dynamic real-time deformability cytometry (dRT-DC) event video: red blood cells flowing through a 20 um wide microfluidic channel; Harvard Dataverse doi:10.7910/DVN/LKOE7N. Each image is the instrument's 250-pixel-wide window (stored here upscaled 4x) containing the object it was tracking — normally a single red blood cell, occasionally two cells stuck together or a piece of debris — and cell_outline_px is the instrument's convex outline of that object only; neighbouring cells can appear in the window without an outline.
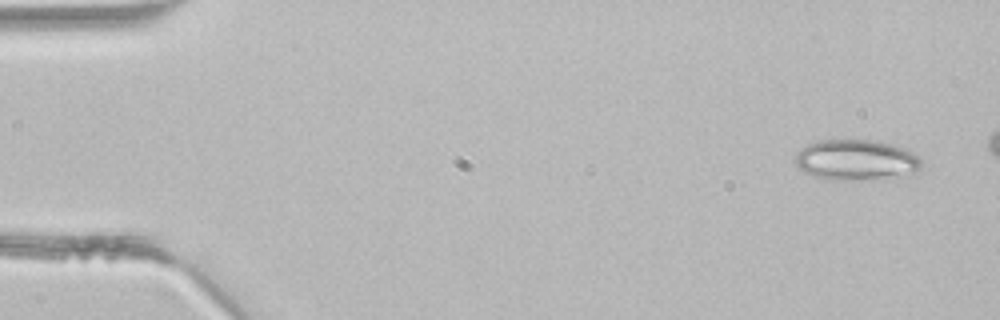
{"species": "common noctule bat (a hibernating species)", "species_latin": "Nyctalus noctula", "temperature_condition": "room temperature", "stored_images_in_passage": 4, "camera_frame_rate_fps": 3000, "um_per_image_px": 0.085, "animal": {"sex": "male", "body_mass_g": 21.5, "forearm_length_mm": 52.0}, "frame": {"image": 1, "passage_image": 1, "time_ms": 0.0, "image_size_px": [1000, 320], "cell_outline_px": [[924, 164], [916, 176], [884, 180], [824, 180], [812, 176], [804, 172], [796, 164], [792, 156], [800, 148], [816, 140], [872, 140], [892, 144], [904, 148], [920, 156]], "centroid_in_image_um": [72.85, 13.64], "position_along_channel_um": 12.2, "area_um2": 31.39}}